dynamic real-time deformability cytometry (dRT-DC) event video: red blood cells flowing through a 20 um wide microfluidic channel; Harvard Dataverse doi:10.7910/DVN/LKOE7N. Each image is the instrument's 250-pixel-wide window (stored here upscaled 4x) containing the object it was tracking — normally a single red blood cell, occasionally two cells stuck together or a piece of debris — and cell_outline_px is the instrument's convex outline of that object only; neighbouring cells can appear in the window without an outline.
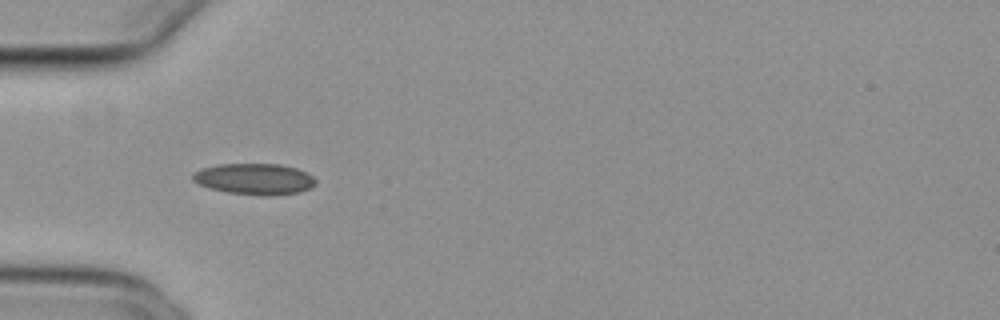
{"species": "common noctule bat (a hibernating species)", "species_latin": "Nyctalus noctula", "temperature_condition": "cold", "stored_images_in_passage": 38, "camera_frame_rate_fps": 3000, "um_per_image_px": 0.085, "animal": {"sex": "female", "body_mass_g": 29.2, "forearm_length_mm": 56.3}, "frame": {"image": 1, "passage_image": 1, "time_ms": 0.0, "image_size_px": [1000, 320], "cell_outline_px": [[316, 184], [312, 188], [300, 192], [268, 196], [260, 196], [228, 192], [208, 188], [192, 180], [192, 172], [200, 168], [220, 164], [280, 164], [296, 168], [312, 176], [316, 180]], "centroid_in_image_um": [21.62, 15.22], "position_along_channel_um": 63.4, "area_um2": 22.48}}
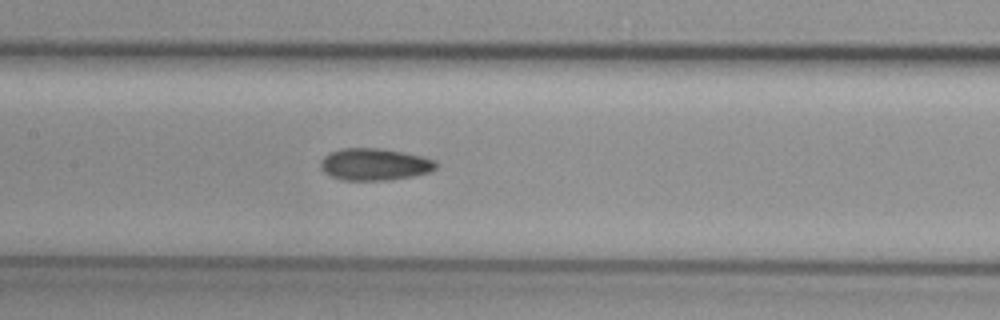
{"frame": {"image": 2, "passage_image": 10, "time_ms": 3.0, "image_size_px": [1000, 320], "cell_outline_px": [[436, 168], [428, 172], [412, 176], [388, 180], [344, 180], [332, 176], [324, 172], [320, 168], [320, 160], [328, 152], [340, 148], [384, 148], [404, 152], [436, 160]], "centroid_in_image_um": [31.8, 13.95], "position_along_channel_um": 175.6, "area_um2": 21.62}}
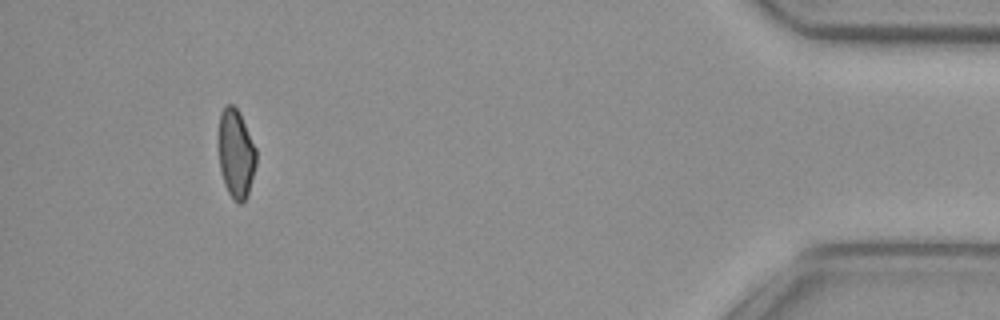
{"frame": {"image": 3, "passage_image": 34, "time_ms": 11.0, "image_size_px": [1000, 320], "cell_outline_px": [[256, 164], [248, 196], [244, 204], [240, 204], [228, 192], [224, 184], [220, 168], [220, 112], [228, 104], [232, 104], [236, 108], [256, 148]], "centroid_in_image_um": [20.08, 13.13], "position_along_channel_um": 415.1, "area_um2": 18.96}, "authors_computed_cell_mechanics": {"area_um2": 20.7213, "velocity_mm_per_s": 3.8131, "shape_relaxation_time_tau1_ms": null, "shape_relaxation_time_tau2_ms": 4.6336, "deformation_change_tau1": null, "deformation_change_tau2": 0.1068}}